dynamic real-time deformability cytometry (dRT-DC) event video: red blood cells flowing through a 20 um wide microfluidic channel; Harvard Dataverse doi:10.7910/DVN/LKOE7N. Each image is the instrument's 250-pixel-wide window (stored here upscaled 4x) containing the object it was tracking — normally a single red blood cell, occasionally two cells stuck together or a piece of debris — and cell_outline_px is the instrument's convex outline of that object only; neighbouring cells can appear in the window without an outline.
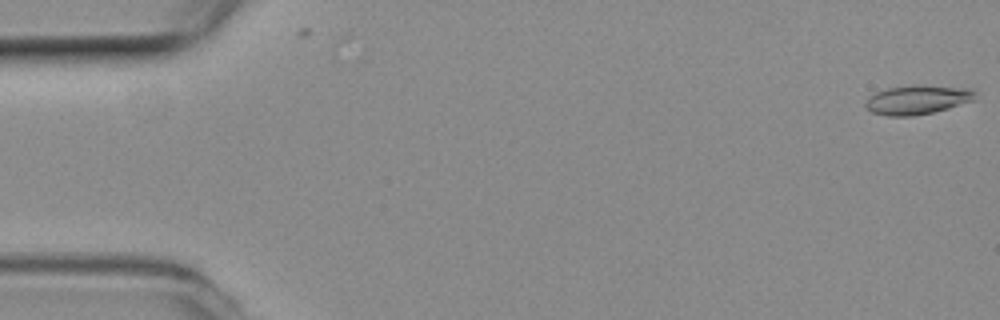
{"species": "common noctule bat (a hibernating species)", "species_latin": "Nyctalus noctula", "temperature_condition": "room temperature", "stored_images_in_passage": 9, "camera_frame_rate_fps": 3000, "um_per_image_px": 0.085, "animal": {"sex": "female", "body_mass_g": 19.3, "forearm_length_mm": 54.1}, "frame": {"image": 1, "passage_image": 1, "time_ms": 0.0, "image_size_px": [1000, 320], "cell_outline_px": [[976, 100], [948, 108], [932, 112], [912, 116], [888, 116], [872, 112], [864, 104], [868, 96], [876, 92], [888, 88], [972, 88], [976, 92]], "centroid_in_image_um": [77.97, 8.53], "position_along_channel_um": 7.0, "area_um2": 17.63}}